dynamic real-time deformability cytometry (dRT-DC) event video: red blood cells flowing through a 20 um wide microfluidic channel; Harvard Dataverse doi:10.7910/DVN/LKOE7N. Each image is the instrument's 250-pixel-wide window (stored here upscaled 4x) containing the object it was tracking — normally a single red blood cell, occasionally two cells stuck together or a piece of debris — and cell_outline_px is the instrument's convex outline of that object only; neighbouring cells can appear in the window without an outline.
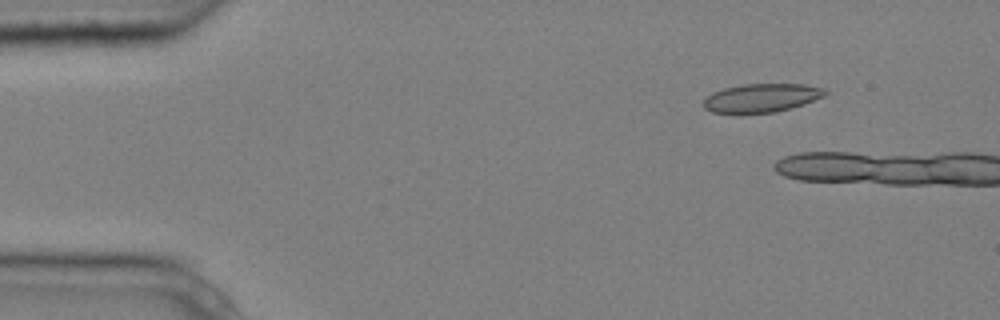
{"species": "common noctule bat (a hibernating species)", "species_latin": "Nyctalus noctula", "temperature_condition": "cold", "stored_images_in_passage": 3, "camera_frame_rate_fps": 3000, "um_per_image_px": 0.085, "animal": {"sex": "male", "body_mass_g": 20.4}, "frame": {"image": 1, "passage_image": 2, "time_ms": 0.333, "image_size_px": [1000, 320], "cell_outline_px": [[828, 92], [824, 96], [804, 104], [792, 108], [776, 112], [712, 112], [704, 108], [700, 104], [712, 92], [724, 88], [744, 84], [804, 84], [824, 88]], "centroid_in_image_um": [64.74, 8.31], "position_along_channel_um": 20.3, "area_um2": 20.11}}